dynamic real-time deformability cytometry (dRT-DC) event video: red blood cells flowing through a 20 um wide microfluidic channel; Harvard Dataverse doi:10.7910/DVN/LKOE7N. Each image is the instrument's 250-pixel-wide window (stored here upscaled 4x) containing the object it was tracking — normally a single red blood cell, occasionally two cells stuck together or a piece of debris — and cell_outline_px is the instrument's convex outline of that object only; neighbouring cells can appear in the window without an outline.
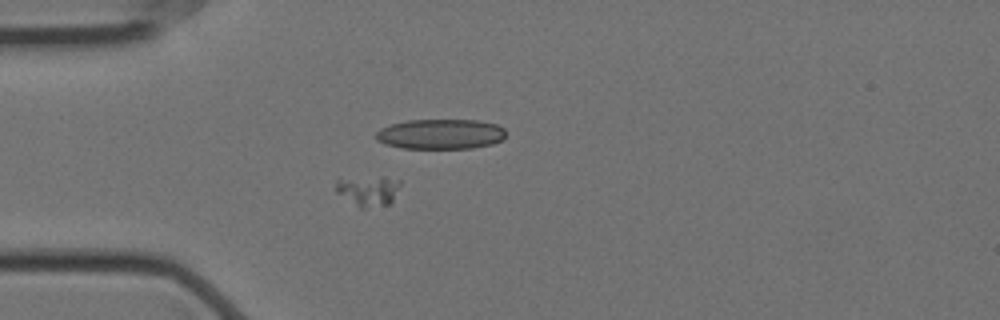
{"species": "Egyptian fruit bat (a non-hibernating species)", "species_latin": "Rousettus aegyptiacus", "temperature_condition": "cold", "stored_images_in_passage": 53, "segment_of_instrument_passage": [1, 2], "camera_frame_rate_fps": 3000, "um_per_image_px": 0.085, "animal": {"sex": "female"}, "frame": {"image": 1, "passage_image": 11, "time_ms": 3.333, "image_size_px": [1000, 320], "cell_outline_px": [[400, 184], [392, 204], [364, 208], [360, 208], [336, 192], [336, 176], [400, 180]], "centroid_in_image_um": [31.24, 16.22], "position_along_channel_um": 53.8, "area_um2": 11.27}}
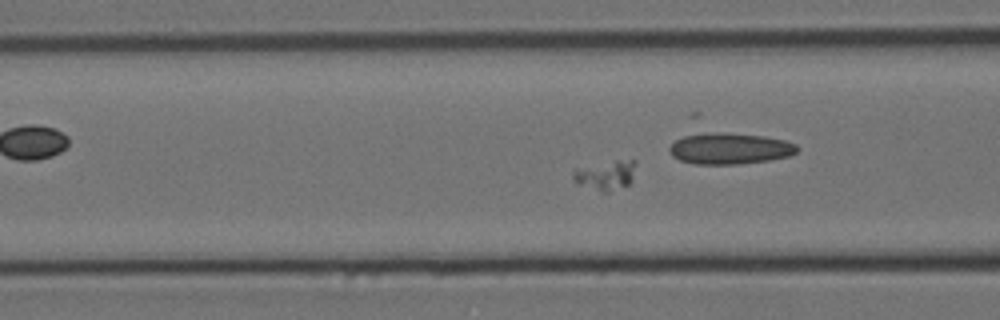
{"frame": {"image": 2, "passage_image": 17, "time_ms": 5.333, "image_size_px": [1000, 320], "cell_outline_px": [[636, 160], [632, 180], [628, 184], [608, 192], [604, 192], [576, 184], [572, 180], [572, 172], [576, 168], [616, 160]], "centroid_in_image_um": [51.44, 14.89], "position_along_channel_um": 115.2, "area_um2": 10.75}}
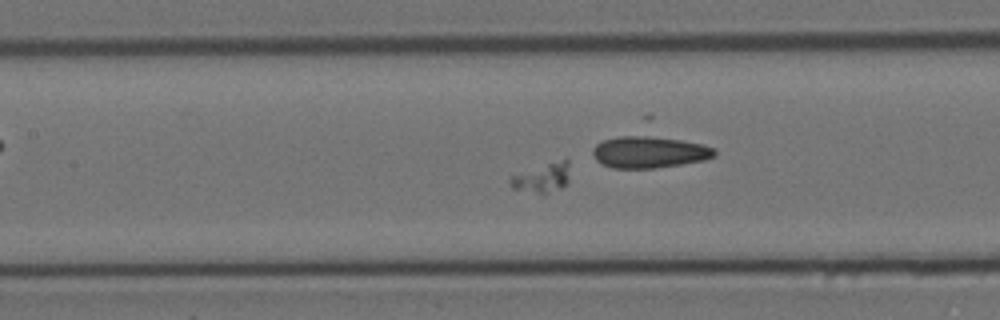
{"frame": {"image": 3, "passage_image": 21, "time_ms": 6.667, "image_size_px": [1000, 320], "cell_outline_px": [[568, 184], [544, 196], [512, 188], [508, 184], [508, 180], [512, 176], [548, 164], [564, 160], [568, 160]], "centroid_in_image_um": [46.08, 15.2], "position_along_channel_um": 161.3, "area_um2": 10.0}}